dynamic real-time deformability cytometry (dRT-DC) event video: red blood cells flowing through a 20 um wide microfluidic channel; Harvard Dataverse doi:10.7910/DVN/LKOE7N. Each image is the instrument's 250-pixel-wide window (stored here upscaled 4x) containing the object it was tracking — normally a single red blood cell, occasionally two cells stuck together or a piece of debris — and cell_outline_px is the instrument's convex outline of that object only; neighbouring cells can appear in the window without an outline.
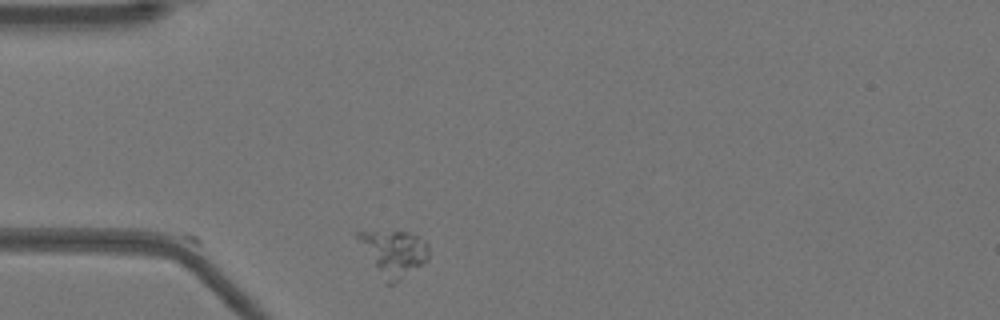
{"species": "Egyptian fruit bat (a non-hibernating species)", "species_latin": "Rousettus aegyptiacus", "temperature_condition": "warm", "stored_images_in_passage": 11, "camera_frame_rate_fps": 3000, "um_per_image_px": 0.085, "animal": {"sex": "female"}, "frame": {"image": 1, "passage_image": 1, "time_ms": 0.0, "image_size_px": [1000, 320], "cell_outline_px": [[428, 256], [420, 264], [392, 284], [384, 284], [352, 236], [356, 232], [408, 232], [420, 236], [428, 244]], "centroid_in_image_um": [33.35, 21.49], "position_along_channel_um": 51.7, "area_um2": 18.9}}
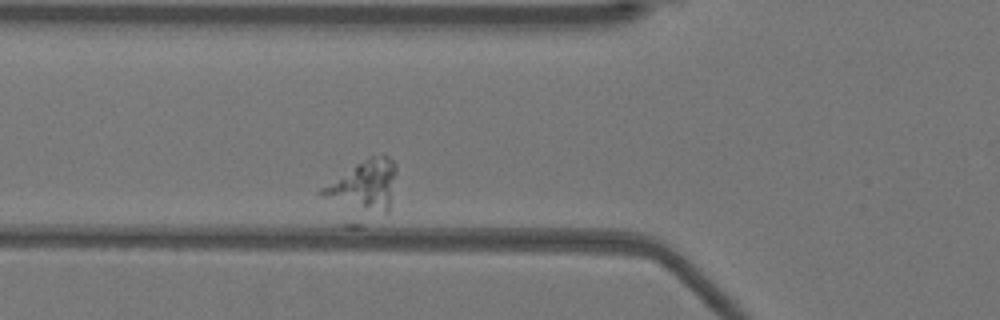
{"frame": {"image": 2, "passage_image": 6, "time_ms": 1.667, "image_size_px": [1000, 320], "cell_outline_px": [[396, 172], [388, 212], [384, 212], [320, 196], [316, 192], [320, 188], [368, 156], [384, 152], [396, 164]], "centroid_in_image_um": [31.0, 15.61], "position_along_channel_um": 94.8, "area_um2": 20.52}}
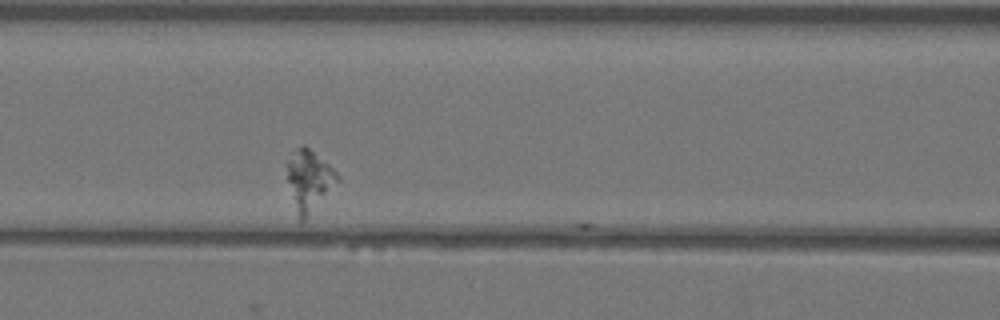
{"frame": {"image": 3, "passage_image": 10, "time_ms": 3.0, "image_size_px": [1000, 320], "cell_outline_px": [[340, 180], [304, 220], [300, 220], [288, 180], [288, 160], [296, 148], [304, 144], [328, 164], [340, 176]], "centroid_in_image_um": [26.31, 15.28], "position_along_channel_um": 140.3, "area_um2": 16.94}}